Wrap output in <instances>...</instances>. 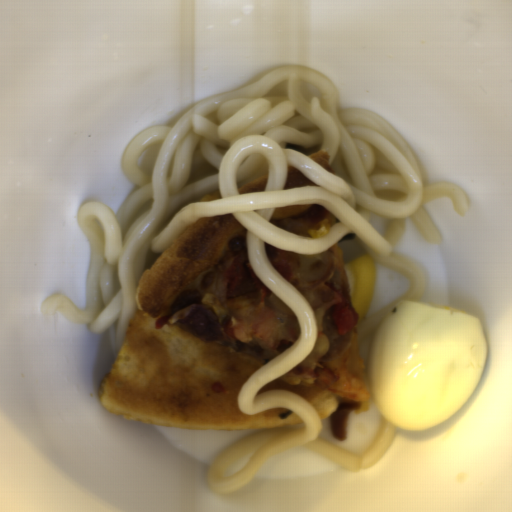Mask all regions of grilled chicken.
<instances>
[{
  "mask_svg": "<svg viewBox=\"0 0 512 512\" xmlns=\"http://www.w3.org/2000/svg\"><path fill=\"white\" fill-rule=\"evenodd\" d=\"M221 336L231 350L267 363L292 346L299 320L266 286L234 298L221 321Z\"/></svg>",
  "mask_w": 512,
  "mask_h": 512,
  "instance_id": "277b20a1",
  "label": "grilled chicken"
},
{
  "mask_svg": "<svg viewBox=\"0 0 512 512\" xmlns=\"http://www.w3.org/2000/svg\"><path fill=\"white\" fill-rule=\"evenodd\" d=\"M293 252L279 250L270 259L269 263L281 278L294 285L313 312L328 310L332 305L343 303V294L330 287L323 280L301 283L295 279L290 270Z\"/></svg>",
  "mask_w": 512,
  "mask_h": 512,
  "instance_id": "a9712176",
  "label": "grilled chicken"
},
{
  "mask_svg": "<svg viewBox=\"0 0 512 512\" xmlns=\"http://www.w3.org/2000/svg\"><path fill=\"white\" fill-rule=\"evenodd\" d=\"M336 375L327 369H309L304 365H296L281 375V380L295 386H323L334 382Z\"/></svg>",
  "mask_w": 512,
  "mask_h": 512,
  "instance_id": "7e0887df",
  "label": "grilled chicken"
}]
</instances>
